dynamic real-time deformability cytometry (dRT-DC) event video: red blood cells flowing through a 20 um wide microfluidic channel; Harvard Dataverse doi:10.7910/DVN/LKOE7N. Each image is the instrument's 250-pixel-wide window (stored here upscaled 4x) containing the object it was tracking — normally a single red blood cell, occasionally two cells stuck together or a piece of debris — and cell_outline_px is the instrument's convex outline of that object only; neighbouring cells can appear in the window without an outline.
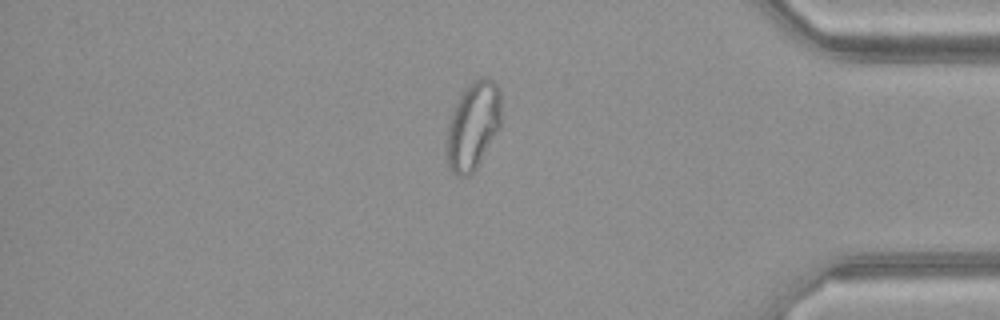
{"species": "common noctule bat (a hibernating species)", "species_latin": "Nyctalus noctula", "temperature_condition": "warm", "stored_images_in_passage": 49, "camera_frame_rate_fps": 3000, "um_per_image_px": 0.085, "animal": {"sex": "female", "body_mass_g": 21.9}, "frame": {"image": 1, "passage_image": 42, "time_ms": 13.667, "image_size_px": [1000, 320], "cell_outline_px": [[500, 128], [476, 168], [468, 176], [456, 176], [452, 172], [444, 156], [448, 120], [460, 96], [480, 76], [488, 76], [496, 84], [500, 92]], "centroid_in_image_um": [40.18, 10.73], "position_along_channel_um": 395.0, "area_um2": 28.03}, "authors_computed_cell_mechanics": {"area_um2": 28.0908, "velocity_mm_per_s": 4.1886, "shape_relaxation_time_tau1_ms": null, "shape_relaxation_time_tau2_ms": 0.7525, "deformation_change_tau1": null, "deformation_change_tau2": 0.0605}}